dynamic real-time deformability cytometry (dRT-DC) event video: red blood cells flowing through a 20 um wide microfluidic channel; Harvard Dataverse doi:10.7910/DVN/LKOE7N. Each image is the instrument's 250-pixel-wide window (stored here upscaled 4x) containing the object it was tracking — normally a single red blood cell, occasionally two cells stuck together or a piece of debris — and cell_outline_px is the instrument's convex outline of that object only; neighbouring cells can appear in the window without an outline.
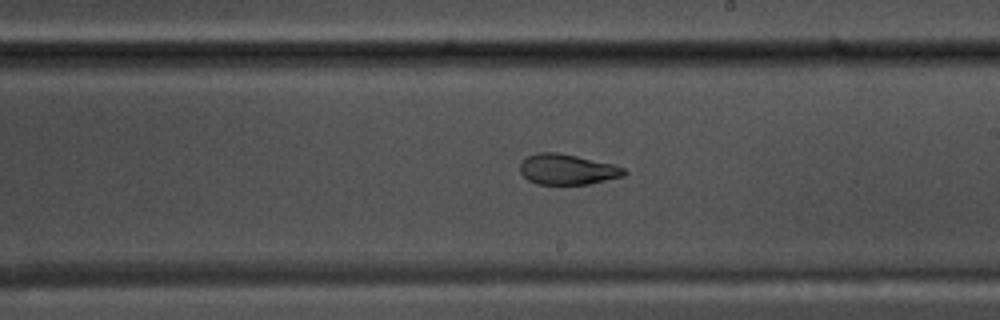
{"species": "common noctule bat (a hibernating species)", "species_latin": "Nyctalus noctula", "temperature_condition": "warm", "stored_images_in_passage": 42, "camera_frame_rate_fps": 3000, "um_per_image_px": 0.085, "animal": {"sex": "male", "body_mass_g": 17.5, "forearm_length_mm": 52.3}, "frame": {"image": 1, "passage_image": 19, "time_ms": 6.0, "image_size_px": [1000, 320], "cell_outline_px": [[628, 172], [624, 176], [588, 184], [536, 184], [528, 180], [520, 172], [520, 164], [528, 156], [540, 152], [556, 152], [576, 156], [612, 164], [624, 168]], "centroid_in_image_um": [48.22, 14.4], "position_along_channel_um": 240.8, "area_um2": 18.32}}
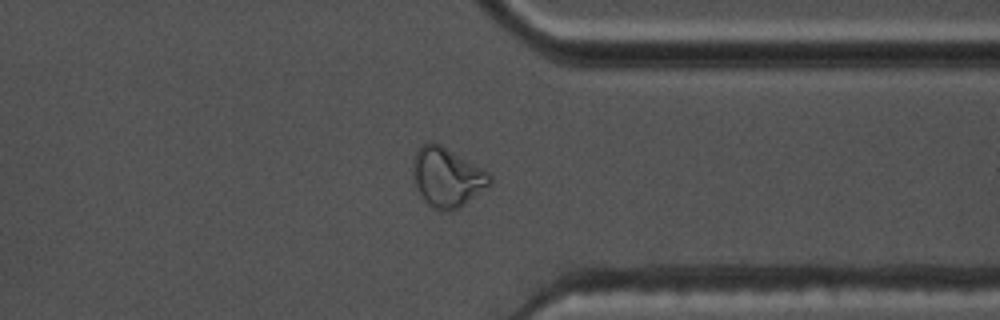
{"frame": {"image": 2, "passage_image": 30, "time_ms": 9.667, "image_size_px": [1000, 320], "cell_outline_px": [[492, 180], [488, 184], [460, 208], [448, 212], [436, 208], [428, 204], [420, 196], [412, 172], [412, 164], [416, 152], [420, 144], [440, 144], [484, 168], [492, 176]], "centroid_in_image_um": [37.99, 15.06], "position_along_channel_um": 373.4, "area_um2": 26.24}}
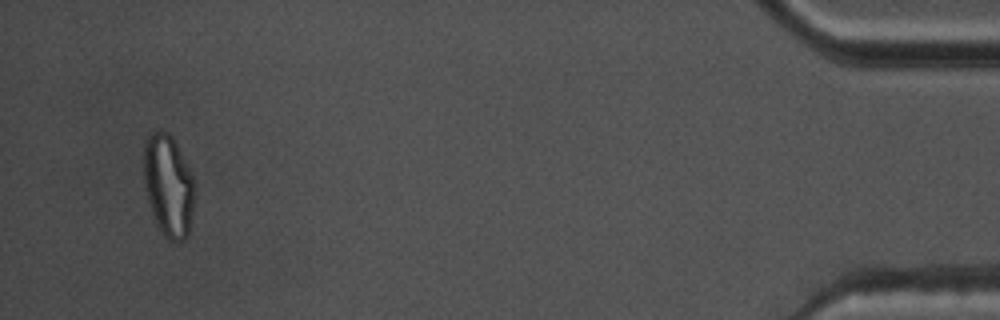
{"frame": {"image": 3, "passage_image": 40, "time_ms": 13.0, "image_size_px": [1000, 320], "cell_outline_px": [[196, 188], [188, 236], [184, 240], [176, 244], [168, 240], [164, 236], [152, 212], [144, 188], [144, 140], [152, 132], [168, 132], [172, 136], [196, 184]], "centroid_in_image_um": [14.32, 15.81], "position_along_channel_um": 420.9, "area_um2": 30.23}, "authors_computed_cell_mechanics": {"area_um2": 20.519, "velocity_mm_per_s": 3.6852, "shape_relaxation_time_tau1_ms": null, "shape_relaxation_time_tau2_ms": 1.3544, "deformation_change_tau1": null, "deformation_change_tau2": 0.0737}}